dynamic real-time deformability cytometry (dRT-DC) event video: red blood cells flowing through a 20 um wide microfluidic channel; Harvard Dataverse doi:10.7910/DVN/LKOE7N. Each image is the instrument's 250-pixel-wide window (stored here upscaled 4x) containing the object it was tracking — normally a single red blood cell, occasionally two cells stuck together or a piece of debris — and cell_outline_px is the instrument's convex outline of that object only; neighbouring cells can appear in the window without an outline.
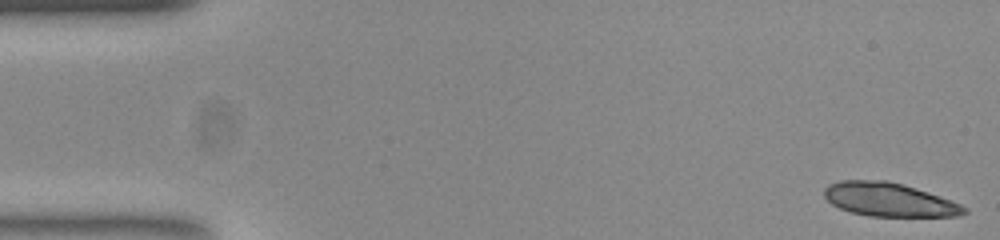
{"species": "common noctule bat (a hibernating species)", "species_latin": "Nyctalus noctula", "temperature_condition": "room temperature", "stored_images_in_passage": 53, "camera_frame_rate_fps": 3000, "um_per_image_px": 0.085, "animal": {"sex": "female", "body_mass_g": 23.0, "forearm_length_mm": 53.4}, "frame": {"image": 1, "passage_image": 1, "time_ms": 0.0, "image_size_px": [1000, 240], "cell_outline_px": [[968, 212], [960, 216], [868, 216], [852, 212], [840, 208], [832, 204], [824, 196], [824, 188], [828, 184], [840, 180], [888, 180], [904, 184], [952, 200], [968, 208]], "centroid_in_image_um": [75.59, 16.96], "position_along_channel_um": 9.4, "area_um2": 27.57}}
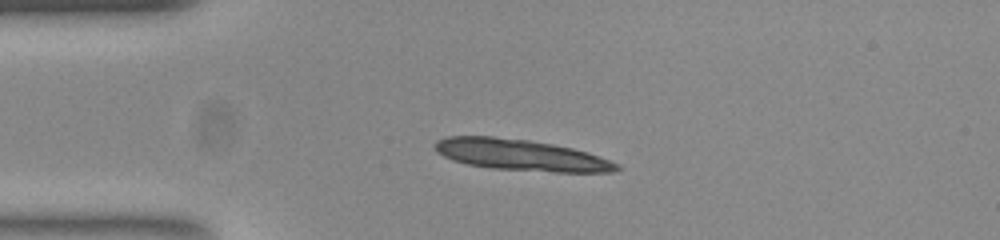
{"frame": {"image": 2, "passage_image": 12, "time_ms": 3.667, "image_size_px": [1000, 240], "cell_outline_px": [[624, 168], [612, 172], [556, 172], [492, 168], [468, 164], [452, 160], [436, 152], [432, 144], [436, 140], [448, 136], [492, 136], [528, 140], [552, 144], [572, 148], [588, 152], [620, 164]], "centroid_in_image_um": [44.27, 13.17], "position_along_channel_um": 40.7, "area_um2": 33.18}}
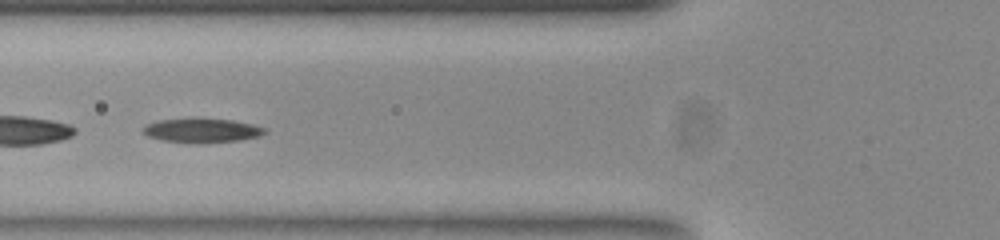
{"frame": {"image": 3, "passage_image": 20, "time_ms": 6.333, "image_size_px": [1000, 240], "cell_outline_px": [[268, 132], [260, 136], [240, 140], [200, 144], [192, 144], [160, 140], [148, 136], [140, 132], [140, 128], [144, 124], [156, 120], [188, 116], [196, 116], [232, 120], [252, 124], [268, 128]], "centroid_in_image_um": [17.08, 11.06], "position_along_channel_um": 108.7, "area_um2": 18.5}, "authors_computed_cell_mechanics": {"area_um2": 17.629, "velocity_mm_per_s": 3.7662, "shape_relaxation_time_tau1_ms": 3.4448, "shape_relaxation_time_tau2_ms": 3.86, "deformation_change_tau1": 0.1267, "deformation_change_tau2": 0.0795}}